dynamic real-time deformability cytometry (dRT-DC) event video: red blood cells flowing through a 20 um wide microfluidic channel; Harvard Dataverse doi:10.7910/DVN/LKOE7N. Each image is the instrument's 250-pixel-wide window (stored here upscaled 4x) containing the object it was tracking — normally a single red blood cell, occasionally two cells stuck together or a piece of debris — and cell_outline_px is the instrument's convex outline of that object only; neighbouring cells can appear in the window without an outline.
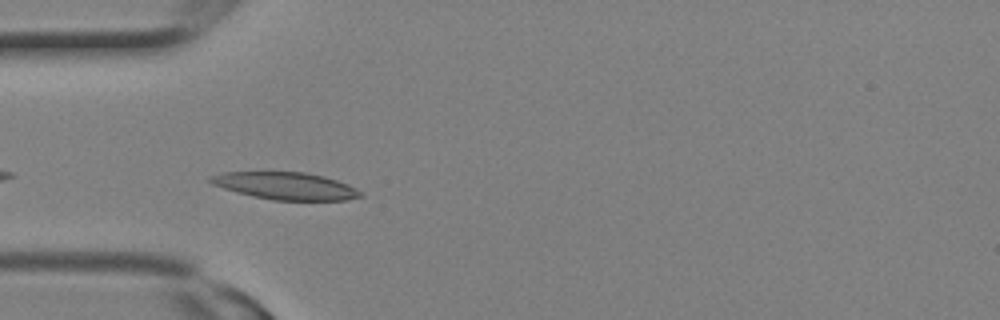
{"species": "Egyptian fruit bat (a non-hibernating species)", "species_latin": "Rousettus aegyptiacus", "temperature_condition": "room temperature", "stored_images_in_passage": 3, "camera_frame_rate_fps": 3000, "um_per_image_px": 0.085, "animal": {"sex": "female"}, "frame": {"image": 1, "passage_image": 3, "time_ms": 0.667, "image_size_px": [1000, 320], "cell_outline_px": [[364, 196], [348, 200], [272, 200], [252, 196], [236, 192], [212, 184], [208, 180], [208, 176], [224, 172], [304, 172], [324, 176], [348, 184], [364, 192]], "centroid_in_image_um": [24.3, 15.8], "position_along_channel_um": 60.7, "area_um2": 23.99}}